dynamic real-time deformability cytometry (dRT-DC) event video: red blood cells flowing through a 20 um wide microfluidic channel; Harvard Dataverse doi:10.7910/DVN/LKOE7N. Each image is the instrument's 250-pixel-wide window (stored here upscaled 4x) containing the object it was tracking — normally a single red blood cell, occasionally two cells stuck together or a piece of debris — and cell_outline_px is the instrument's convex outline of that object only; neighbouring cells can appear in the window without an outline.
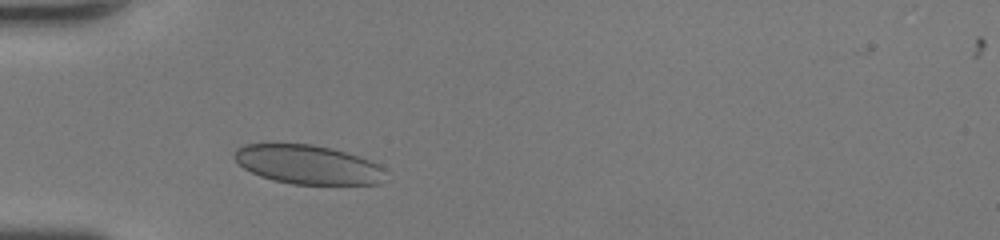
{"species": "human", "species_latin": "Homo sapiens", "temperature_condition": "room temperature", "stored_images_in_passage": 34, "camera_frame_rate_fps": 3000, "um_per_image_px": 0.085, "donor": {"sex": "female"}, "frame": {"image": 1, "passage_image": 1, "time_ms": 0.0, "image_size_px": [1000, 240], "cell_outline_px": [[384, 168], [380, 184], [292, 184], [272, 180], [260, 176], [244, 168], [232, 156], [236, 148], [244, 144], [312, 144], [332, 148], [368, 160]], "centroid_in_image_um": [26.11, 13.99], "position_along_channel_um": 58.9, "area_um2": 34.04}}
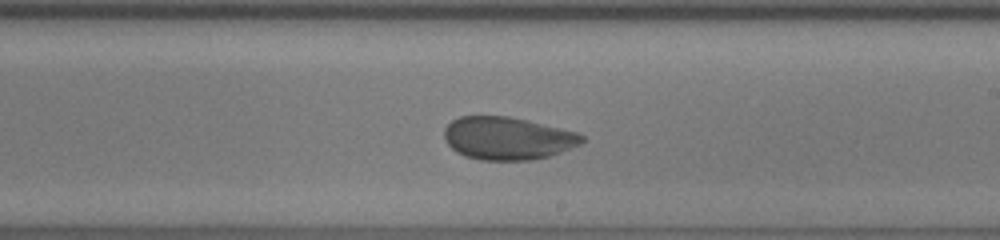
{"frame": {"image": 2, "passage_image": 15, "time_ms": 4.667, "image_size_px": [1000, 240], "cell_outline_px": [[584, 140], [580, 144], [560, 152], [548, 156], [532, 160], [480, 160], [464, 156], [456, 152], [444, 140], [444, 128], [452, 120], [460, 116], [508, 116], [528, 120], [576, 132], [584, 136]], "centroid_in_image_um": [43.11, 11.75], "position_along_channel_um": 245.9, "area_um2": 34.33}}
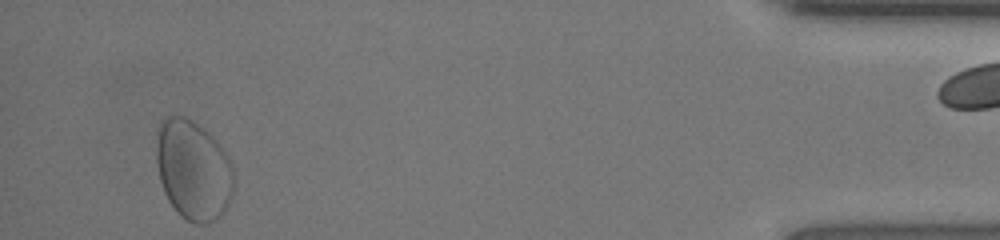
{"frame": {"image": 3, "passage_image": 32, "time_ms": 10.333, "image_size_px": [1000, 240], "cell_outline_px": [[232, 196], [228, 204], [216, 220], [208, 224], [196, 224], [180, 216], [176, 212], [168, 200], [164, 192], [160, 180], [156, 164], [156, 128], [164, 116], [184, 116], [192, 120], [204, 128], [216, 140], [228, 156], [232, 164]], "centroid_in_image_um": [16.39, 14.43], "position_along_channel_um": 418.8, "area_um2": 45.49}}